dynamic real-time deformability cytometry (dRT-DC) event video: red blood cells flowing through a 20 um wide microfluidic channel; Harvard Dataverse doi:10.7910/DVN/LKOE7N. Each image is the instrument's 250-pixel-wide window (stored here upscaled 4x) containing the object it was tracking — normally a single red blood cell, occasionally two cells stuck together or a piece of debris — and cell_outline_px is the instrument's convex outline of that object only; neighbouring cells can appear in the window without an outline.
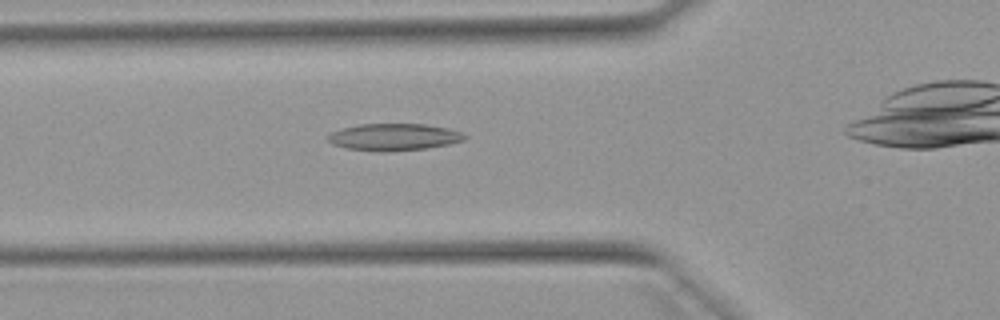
{"species": "Egyptian fruit bat (a non-hibernating species)", "species_latin": "Rousettus aegyptiacus", "temperature_condition": "warm", "stored_images_in_passage": 32, "camera_frame_rate_fps": 3000, "um_per_image_px": 0.085, "animal": {"sex": "female"}, "frame": {"image": 1, "passage_image": 8, "time_ms": 2.333, "image_size_px": [1000, 320], "cell_outline_px": [[468, 136], [464, 140], [448, 144], [428, 148], [348, 148], [332, 144], [328, 140], [328, 136], [332, 132], [340, 128], [360, 124], [424, 124], [448, 128], [460, 132]], "centroid_in_image_um": [33.52, 11.58], "position_along_channel_um": 92.3, "area_um2": 20.23}}
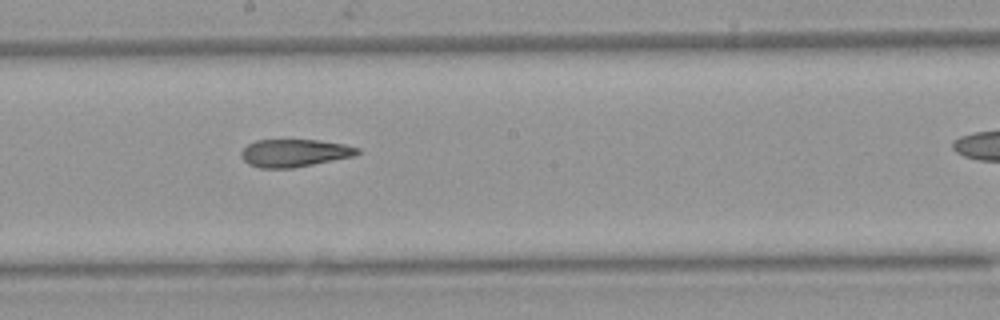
{"frame": {"image": 2, "passage_image": 18, "time_ms": 5.667, "image_size_px": [1000, 320], "cell_outline_px": [[360, 152], [356, 156], [292, 168], [260, 168], [248, 164], [240, 156], [240, 152], [248, 144], [256, 140], [320, 140], [344, 144], [360, 148]], "centroid_in_image_um": [25.04, 13.0], "position_along_channel_um": 223.2, "area_um2": 18.84}}
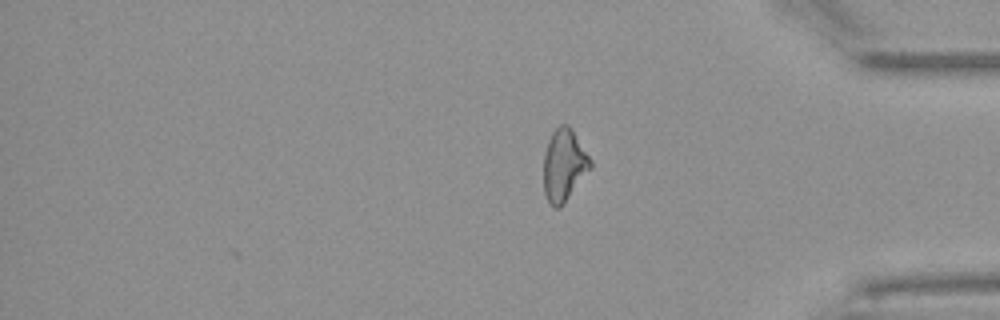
{"frame": {"image": 3, "passage_image": 32, "time_ms": 10.333, "image_size_px": [1000, 320], "cell_outline_px": [[592, 168], [560, 208], [552, 208], [544, 192], [544, 152], [548, 140], [552, 132], [560, 124], [568, 124], [592, 160]], "centroid_in_image_um": [47.94, 14.05], "position_along_channel_um": 387.3, "area_um2": 19.71}, "authors_computed_cell_mechanics": {"area_um2": 19.652, "velocity_mm_per_s": 3.9222, "shape_relaxation_time_tau1_ms": null, "shape_relaxation_time_tau2_ms": 4.0373, "deformation_change_tau1": null, "deformation_change_tau2": 0.139}}